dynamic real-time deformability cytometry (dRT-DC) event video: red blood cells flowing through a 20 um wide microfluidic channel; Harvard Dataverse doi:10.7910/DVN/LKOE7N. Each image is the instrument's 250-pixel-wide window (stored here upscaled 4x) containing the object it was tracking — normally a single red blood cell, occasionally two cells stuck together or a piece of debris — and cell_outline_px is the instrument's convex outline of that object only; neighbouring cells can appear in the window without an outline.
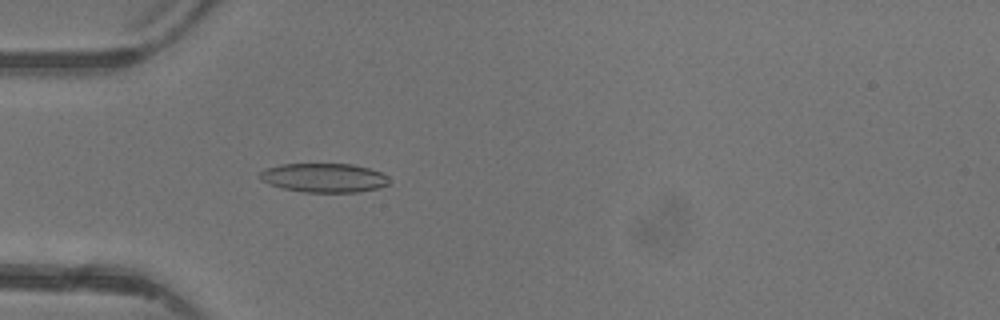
{"species": "common noctule bat (a hibernating species)", "species_latin": "Nyctalus noctula", "temperature_condition": "warm", "stored_images_in_passage": 4, "camera_frame_rate_fps": 3000, "um_per_image_px": 0.085, "animal": {"sex": "female"}, "frame": {"image": 1, "passage_image": 4, "time_ms": 3.667, "image_size_px": [1000, 320], "cell_outline_px": [[388, 184], [376, 188], [360, 192], [304, 192], [284, 188], [268, 184], [260, 180], [260, 172], [264, 168], [280, 164], [352, 164], [368, 168], [380, 172], [388, 176]], "centroid_in_image_um": [27.5, 15.11], "position_along_channel_um": 57.5, "area_um2": 21.85}}